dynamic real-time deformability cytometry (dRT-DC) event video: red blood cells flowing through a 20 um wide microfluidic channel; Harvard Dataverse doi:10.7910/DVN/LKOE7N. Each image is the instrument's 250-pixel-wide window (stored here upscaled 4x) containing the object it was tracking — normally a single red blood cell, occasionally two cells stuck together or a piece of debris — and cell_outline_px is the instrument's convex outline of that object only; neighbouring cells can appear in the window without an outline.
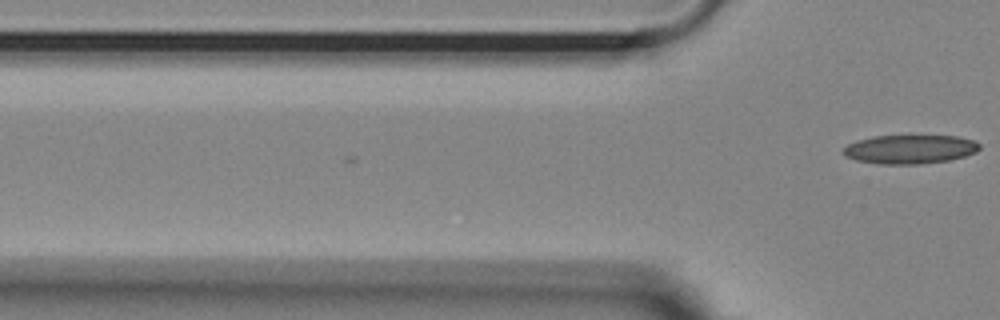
{"species": "Egyptian fruit bat (a non-hibernating species)", "species_latin": "Rousettus aegyptiacus", "temperature_condition": "room temperature", "stored_images_in_passage": 4, "camera_frame_rate_fps": 3000, "um_per_image_px": 0.085, "animal": {"sex": "female"}, "frame": {"image": 1, "passage_image": 4, "time_ms": 1.0, "image_size_px": [1000, 320], "cell_outline_px": [[980, 148], [976, 152], [964, 156], [948, 160], [920, 164], [880, 164], [856, 160], [844, 156], [840, 152], [848, 144], [856, 140], [872, 136], [960, 136], [972, 140], [980, 144]], "centroid_in_image_um": [77.3, 12.68], "position_along_channel_um": 48.5, "area_um2": 23.0}}